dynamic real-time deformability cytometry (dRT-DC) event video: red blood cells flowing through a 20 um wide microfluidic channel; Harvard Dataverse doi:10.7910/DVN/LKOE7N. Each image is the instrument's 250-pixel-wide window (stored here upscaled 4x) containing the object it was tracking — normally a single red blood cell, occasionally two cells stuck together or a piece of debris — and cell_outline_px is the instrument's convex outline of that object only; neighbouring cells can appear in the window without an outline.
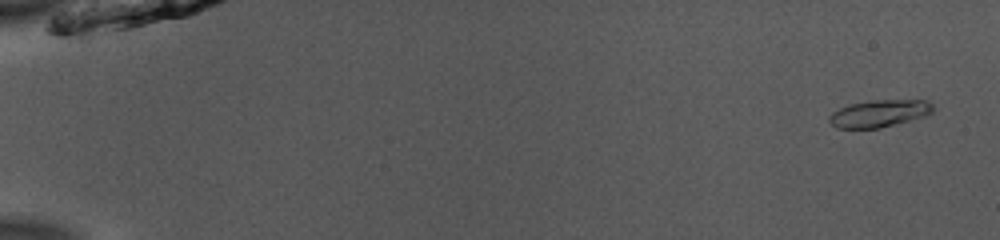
{"species": "common noctule bat (a hibernating species)", "species_latin": "Nyctalus noctula", "temperature_condition": "room temperature", "stored_images_in_passage": 53, "camera_frame_rate_fps": 3000, "um_per_image_px": 0.085, "animal": {"sex": "male", "body_mass_g": 13.0, "forearm_length_mm": 53.1}, "frame": {"image": 1, "passage_image": 3, "time_ms": 0.667, "image_size_px": [1000, 240], "cell_outline_px": [[936, 108], [932, 112], [924, 116], [880, 128], [836, 128], [828, 120], [828, 116], [832, 112], [848, 104], [872, 100], [928, 100]], "centroid_in_image_um": [74.73, 9.63], "position_along_channel_um": 10.3, "area_um2": 16.47}}
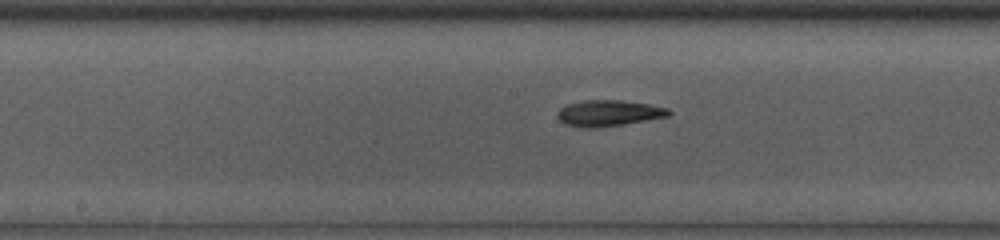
{"frame": {"image": 2, "passage_image": 29, "time_ms": 9.333, "image_size_px": [1000, 240], "cell_outline_px": [[672, 112], [668, 116], [624, 124], [596, 128], [580, 128], [564, 124], [556, 116], [556, 112], [560, 108], [568, 104], [584, 100], [620, 100], [648, 104], [668, 108]], "centroid_in_image_um": [51.69, 9.62], "position_along_channel_um": 196.5, "area_um2": 16.99}}
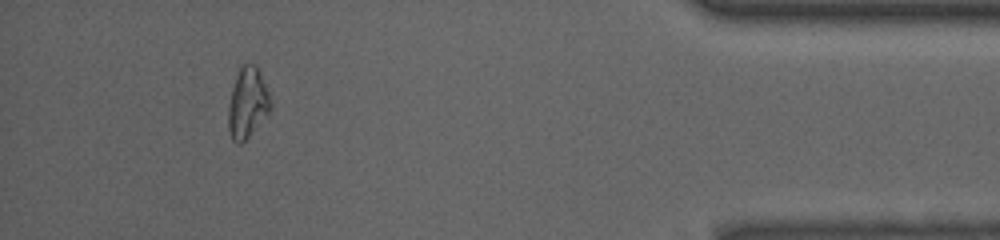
{"frame": {"image": 3, "passage_image": 49, "time_ms": 16.0, "image_size_px": [1000, 240], "cell_outline_px": [[272, 104], [268, 112], [248, 136], [240, 144], [236, 144], [232, 140], [228, 128], [228, 104], [232, 88], [236, 76], [240, 68], [244, 64], [256, 64], [260, 72], [268, 92]], "centroid_in_image_um": [21.01, 8.74], "position_along_channel_um": 414.2, "area_um2": 17.05}, "authors_computed_cell_mechanics": {"area_um2": 16.2418, "velocity_mm_per_s": 3.9573, "shape_relaxation_time_tau1_ms": 3.3118, "shape_relaxation_time_tau2_ms": 3.8348, "deformation_change_tau1": 0.1483, "deformation_change_tau2": 0.1377}}